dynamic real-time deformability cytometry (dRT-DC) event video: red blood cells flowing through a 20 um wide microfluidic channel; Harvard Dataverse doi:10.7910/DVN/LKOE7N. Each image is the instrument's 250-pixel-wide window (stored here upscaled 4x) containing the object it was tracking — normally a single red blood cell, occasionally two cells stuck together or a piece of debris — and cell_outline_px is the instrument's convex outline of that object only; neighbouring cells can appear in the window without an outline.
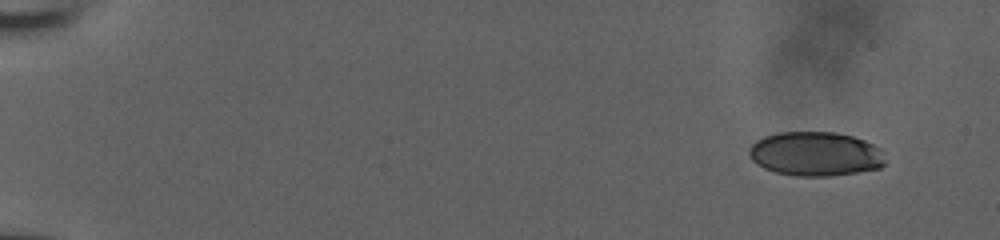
{"species": "human", "species_latin": "Homo sapiens", "temperature_condition": "room temperature", "stored_images_in_passage": 53, "camera_frame_rate_fps": 3000, "um_per_image_px": 0.085, "donor": {"sex": "male"}, "frame": {"image": 1, "passage_image": 1, "time_ms": 0.0, "image_size_px": [1000, 240], "cell_outline_px": [[884, 164], [880, 168], [856, 172], [828, 176], [796, 176], [776, 172], [764, 168], [756, 164], [748, 156], [748, 148], [756, 140], [764, 136], [780, 132], [836, 132], [852, 136], [864, 140], [880, 148], [884, 160]], "centroid_in_image_um": [69.27, 13.08], "position_along_channel_um": 15.7, "area_um2": 35.14}}
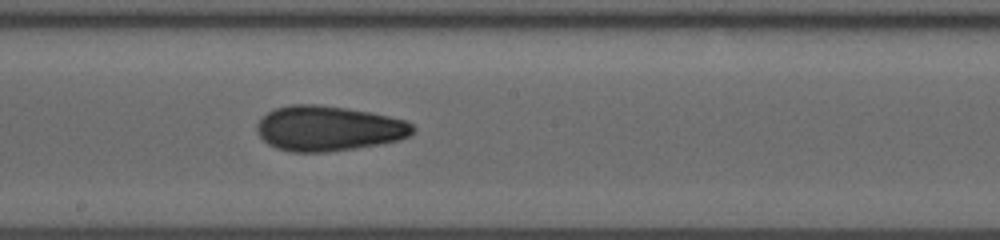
{"frame": {"image": 2, "passage_image": 30, "time_ms": 9.667, "image_size_px": [1000, 240], "cell_outline_px": [[416, 128], [408, 136], [400, 140], [328, 152], [292, 152], [276, 148], [268, 144], [260, 136], [256, 128], [256, 124], [268, 112], [276, 108], [292, 104], [316, 104], [348, 108], [388, 116], [404, 120], [412, 124]], "centroid_in_image_um": [27.9, 10.91], "position_along_channel_um": 220.3, "area_um2": 40.69}}
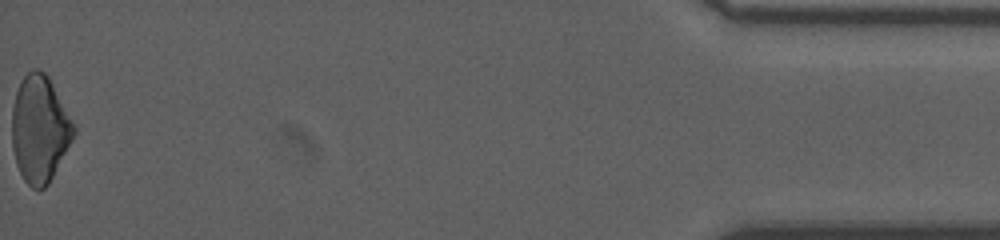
{"frame": {"image": 3, "passage_image": 53, "time_ms": 17.333, "image_size_px": [1000, 240], "cell_outline_px": [[76, 132], [72, 140], [48, 184], [44, 188], [32, 188], [24, 180], [16, 164], [12, 148], [12, 108], [16, 92], [20, 80], [32, 68], [36, 68], [44, 72], [48, 76], [76, 128]], "centroid_in_image_um": [3.35, 10.95], "position_along_channel_um": 431.8, "area_um2": 38.21}, "authors_computed_cell_mechanics": {"area_um2": 38.726, "velocity_mm_per_s": 3.8929, "shape_relaxation_time_tau1_ms": 7.1987, "shape_relaxation_time_tau2_ms": 2.6829, "deformation_change_tau1": 0.1347, "deformation_change_tau2": 0.0779}}